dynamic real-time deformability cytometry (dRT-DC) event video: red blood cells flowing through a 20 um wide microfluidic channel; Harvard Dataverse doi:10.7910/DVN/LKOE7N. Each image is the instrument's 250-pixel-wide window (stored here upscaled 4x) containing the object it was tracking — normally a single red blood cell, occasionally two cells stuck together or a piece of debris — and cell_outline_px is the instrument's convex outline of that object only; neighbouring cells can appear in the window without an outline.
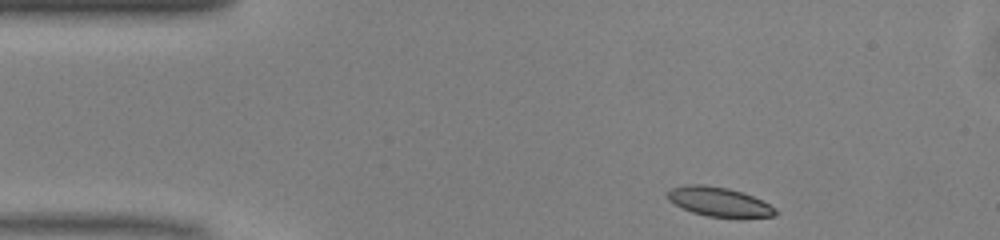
{"species": "common noctule bat (a hibernating species)", "species_latin": "Nyctalus noctula", "temperature_condition": "warm", "stored_images_in_passage": 44, "camera_frame_rate_fps": 3000, "um_per_image_px": 0.085, "animal": {"sex": "male", "body_mass_g": 13.0, "forearm_length_mm": 53.1}, "frame": {"image": 1, "passage_image": 1, "time_ms": 0.0, "image_size_px": [1000, 240], "cell_outline_px": [[780, 212], [776, 216], [708, 216], [692, 212], [668, 200], [668, 192], [672, 188], [684, 184], [704, 184], [728, 188], [744, 192], [776, 208]], "centroid_in_image_um": [61.12, 17.12], "position_along_channel_um": 23.9, "area_um2": 18.03}}
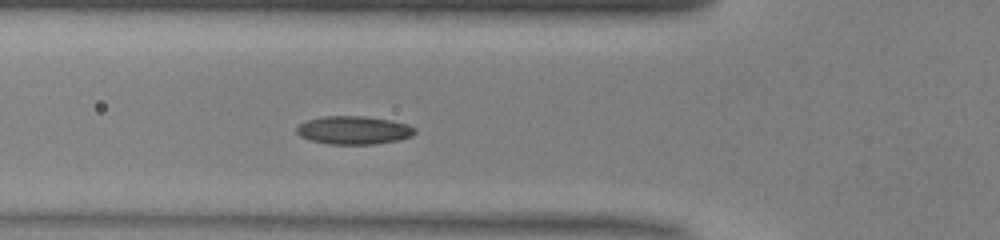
{"frame": {"image": 2, "passage_image": 11, "time_ms": 3.333, "image_size_px": [1000, 240], "cell_outline_px": [[416, 132], [412, 136], [400, 140], [376, 144], [328, 144], [308, 140], [300, 136], [296, 132], [296, 128], [300, 124], [308, 120], [324, 116], [368, 116], [392, 120], [408, 124], [416, 128]], "centroid_in_image_um": [30.1, 11.07], "position_along_channel_um": 95.7, "area_um2": 19.71}}
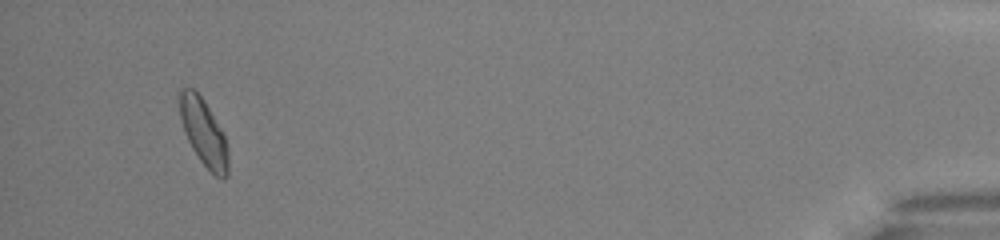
{"frame": {"image": 3, "passage_image": 41, "time_ms": 13.333, "image_size_px": [1000, 240], "cell_outline_px": [[228, 176], [224, 180], [216, 176], [200, 160], [192, 148], [184, 132], [180, 116], [180, 88], [192, 88], [204, 100], [220, 128], [224, 136], [228, 148]], "centroid_in_image_um": [17.32, 11.29], "position_along_channel_um": 417.9, "area_um2": 18.55}, "authors_computed_cell_mechanics": {"area_um2": 18.4671, "velocity_mm_per_s": 4.0566, "shape_relaxation_time_tau1_ms": 2.5378, "shape_relaxation_time_tau2_ms": 3.4626, "deformation_change_tau1": 0.1248, "deformation_change_tau2": 0.0901}}